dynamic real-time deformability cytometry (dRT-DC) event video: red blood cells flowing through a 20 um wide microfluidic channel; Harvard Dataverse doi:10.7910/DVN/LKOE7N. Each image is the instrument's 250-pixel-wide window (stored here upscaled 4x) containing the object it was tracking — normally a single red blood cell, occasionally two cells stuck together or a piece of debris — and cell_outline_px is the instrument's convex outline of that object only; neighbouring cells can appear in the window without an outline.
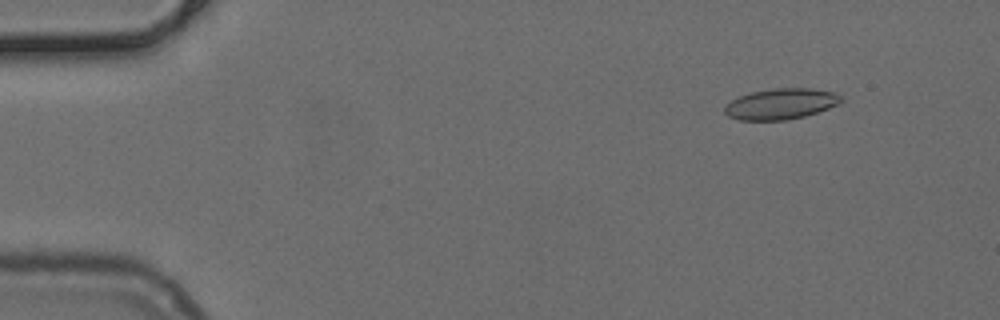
{"species": "common noctule bat (a hibernating species)", "species_latin": "Nyctalus noctula", "temperature_condition": "cold", "stored_images_in_passage": 51, "camera_frame_rate_fps": 3000, "um_per_image_px": 0.085, "animal": {"sex": "female", "body_mass_g": 24.6, "forearm_length_mm": 56.2}, "frame": {"image": 1, "passage_image": 5, "time_ms": 1.333, "image_size_px": [1000, 320], "cell_outline_px": [[840, 104], [804, 116], [784, 120], [740, 120], [728, 116], [724, 112], [724, 108], [732, 100], [740, 96], [752, 92], [772, 88], [812, 88], [832, 92], [840, 96]], "centroid_in_image_um": [66.35, 8.83], "position_along_channel_um": 18.6, "area_um2": 20.63}}
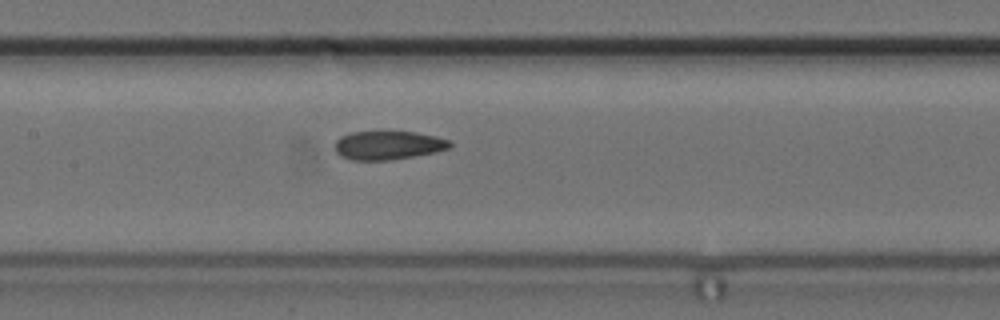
{"frame": {"image": 2, "passage_image": 24, "time_ms": 7.667, "image_size_px": [1000, 320], "cell_outline_px": [[452, 148], [436, 152], [392, 160], [352, 160], [340, 156], [336, 152], [336, 140], [340, 136], [352, 132], [416, 132], [436, 136], [448, 140], [452, 144]], "centroid_in_image_um": [33.01, 12.35], "position_along_channel_um": 174.4, "area_um2": 19.25}}
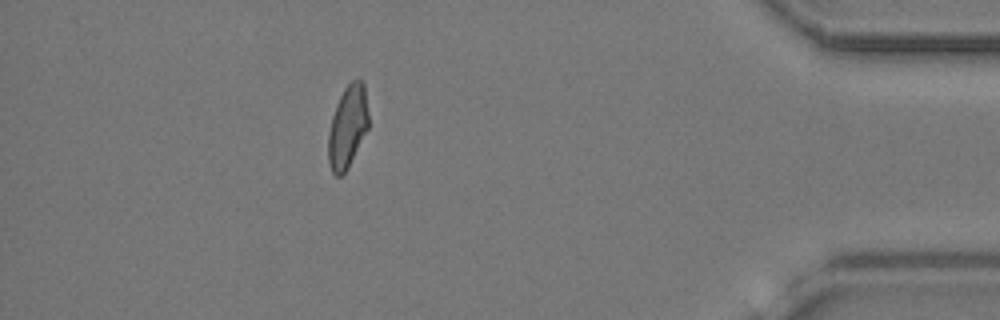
{"frame": {"image": 3, "passage_image": 45, "time_ms": 14.667, "image_size_px": [1000, 320], "cell_outline_px": [[368, 128], [348, 168], [340, 176], [336, 176], [332, 172], [328, 160], [328, 132], [332, 116], [336, 104], [344, 88], [352, 80], [360, 80], [364, 84], [368, 112]], "centroid_in_image_um": [29.54, 10.78], "position_along_channel_um": 405.7, "area_um2": 19.25}}